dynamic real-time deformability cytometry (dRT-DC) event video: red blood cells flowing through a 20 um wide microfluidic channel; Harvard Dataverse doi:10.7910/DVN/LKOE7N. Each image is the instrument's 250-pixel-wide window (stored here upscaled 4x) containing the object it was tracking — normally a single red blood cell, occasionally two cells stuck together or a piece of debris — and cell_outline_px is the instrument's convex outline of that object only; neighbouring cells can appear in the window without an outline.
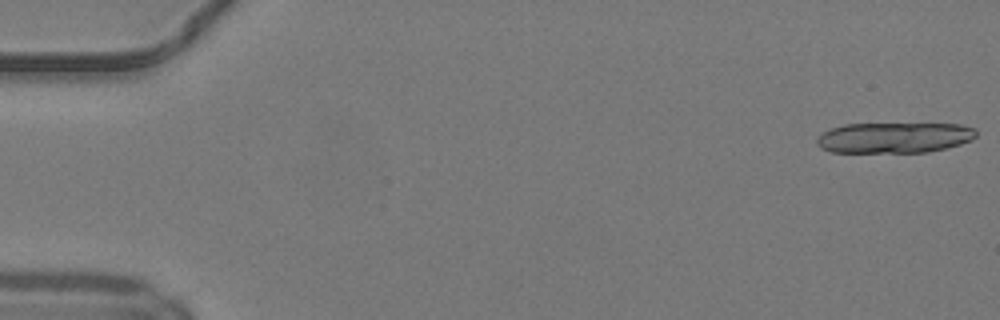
{"species": "common noctule bat (a hibernating species)", "species_latin": "Nyctalus noctula", "temperature_condition": "warm", "stored_images_in_passage": 12, "camera_frame_rate_fps": 3000, "um_per_image_px": 0.085, "animal": {"sex": "male", "body_mass_g": 19.2, "forearm_length_mm": 51.8}, "frame": {"image": 1, "passage_image": 1, "time_ms": 0.0, "image_size_px": [1000, 320], "cell_outline_px": [[976, 136], [972, 140], [960, 144], [928, 152], [832, 152], [820, 148], [816, 144], [816, 140], [824, 132], [832, 128], [844, 124], [960, 124], [976, 128]], "centroid_in_image_um": [76.02, 11.7], "position_along_channel_um": 9.0, "area_um2": 28.38}}